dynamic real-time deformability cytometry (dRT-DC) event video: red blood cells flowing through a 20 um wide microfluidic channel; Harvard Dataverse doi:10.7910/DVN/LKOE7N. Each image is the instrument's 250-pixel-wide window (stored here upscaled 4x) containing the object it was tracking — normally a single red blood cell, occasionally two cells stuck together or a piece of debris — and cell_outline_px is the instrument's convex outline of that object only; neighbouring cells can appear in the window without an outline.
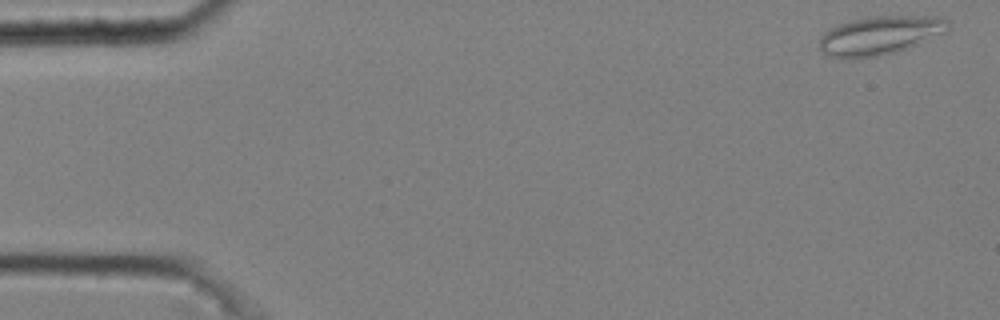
{"species": "common noctule bat (a hibernating species)", "species_latin": "Nyctalus noctula", "temperature_condition": "cold", "stored_images_in_passage": 13, "camera_frame_rate_fps": 3000, "um_per_image_px": 0.085, "animal": {"sex": "male", "body_mass_g": 20.4}, "frame": {"image": 1, "passage_image": 1, "time_ms": 0.0, "image_size_px": [1000, 320], "cell_outline_px": [[948, 32], [908, 48], [896, 52], [880, 56], [848, 60], [840, 60], [824, 56], [820, 48], [820, 36], [828, 28], [860, 16], [936, 16], [948, 20]], "centroid_in_image_um": [74.72, 3.03], "position_along_channel_um": 10.3, "area_um2": 29.94}}